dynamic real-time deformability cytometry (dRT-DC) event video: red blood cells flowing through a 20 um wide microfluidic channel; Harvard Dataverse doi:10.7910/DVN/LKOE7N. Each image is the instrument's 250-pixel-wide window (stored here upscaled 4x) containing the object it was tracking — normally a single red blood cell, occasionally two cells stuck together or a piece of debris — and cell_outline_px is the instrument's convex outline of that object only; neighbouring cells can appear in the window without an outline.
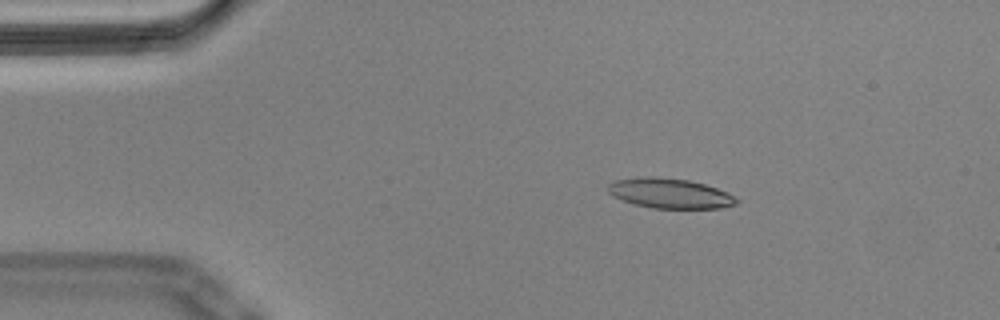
{"species": "Egyptian fruit bat (a non-hibernating species)", "species_latin": "Rousettus aegyptiacus", "temperature_condition": "cold", "stored_images_in_passage": 54, "camera_frame_rate_fps": 3000, "um_per_image_px": 0.085, "animal": {"sex": "male"}, "frame": {"image": 1, "passage_image": 8, "time_ms": 2.333, "image_size_px": [1000, 320], "cell_outline_px": [[740, 200], [736, 204], [720, 208], [652, 208], [636, 204], [612, 196], [608, 192], [608, 184], [616, 180], [644, 176], [656, 176], [688, 180], [704, 184], [728, 192]], "centroid_in_image_um": [56.95, 16.43], "position_along_channel_um": 28.1, "area_um2": 22.37}}
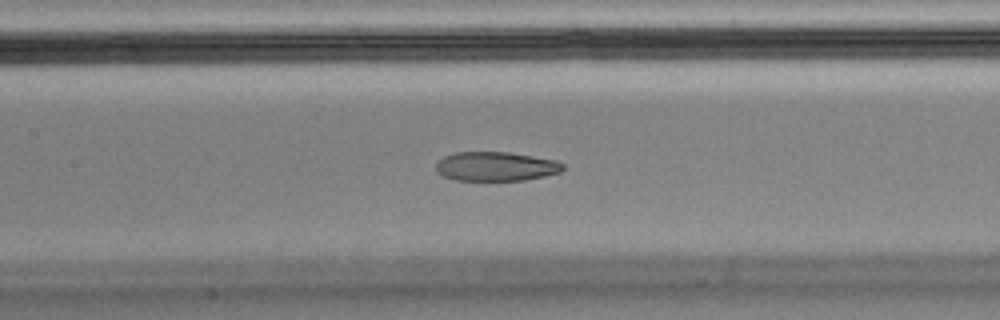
{"frame": {"image": 2, "passage_image": 24, "time_ms": 7.667, "image_size_px": [1000, 320], "cell_outline_px": [[564, 168], [560, 172], [544, 176], [524, 180], [456, 180], [444, 176], [436, 172], [436, 164], [444, 156], [456, 152], [508, 152], [556, 160], [564, 164]], "centroid_in_image_um": [42.15, 14.14], "position_along_channel_um": 165.3, "area_um2": 21.5}}
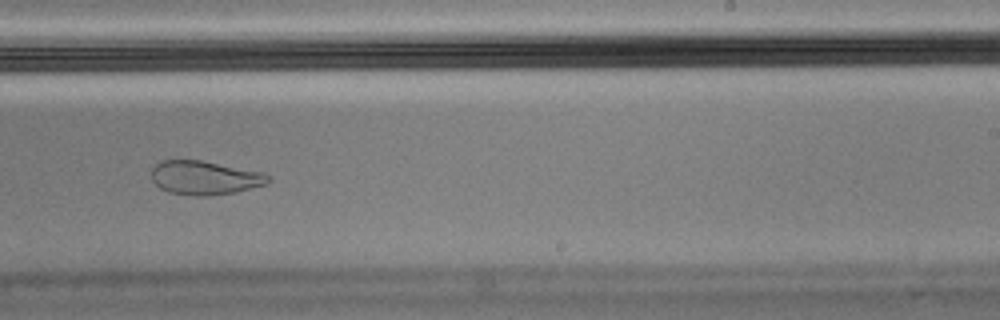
{"frame": {"image": 3, "passage_image": 33, "time_ms": 10.667, "image_size_px": [1000, 320], "cell_outline_px": [[272, 180], [268, 184], [236, 192], [208, 196], [196, 196], [168, 192], [160, 188], [152, 180], [152, 168], [156, 164], [164, 160], [200, 160], [264, 172], [272, 176]], "centroid_in_image_um": [17.46, 15.11], "position_along_channel_um": 271.5, "area_um2": 23.24}, "authors_computed_cell_mechanics": {"area_um2": 23.8136, "velocity_mm_per_s": 3.5628, "shape_relaxation_time_tau1_ms": null, "shape_relaxation_time_tau2_ms": 2.0138, "deformation_change_tau1": null, "deformation_change_tau2": 0.0761}}